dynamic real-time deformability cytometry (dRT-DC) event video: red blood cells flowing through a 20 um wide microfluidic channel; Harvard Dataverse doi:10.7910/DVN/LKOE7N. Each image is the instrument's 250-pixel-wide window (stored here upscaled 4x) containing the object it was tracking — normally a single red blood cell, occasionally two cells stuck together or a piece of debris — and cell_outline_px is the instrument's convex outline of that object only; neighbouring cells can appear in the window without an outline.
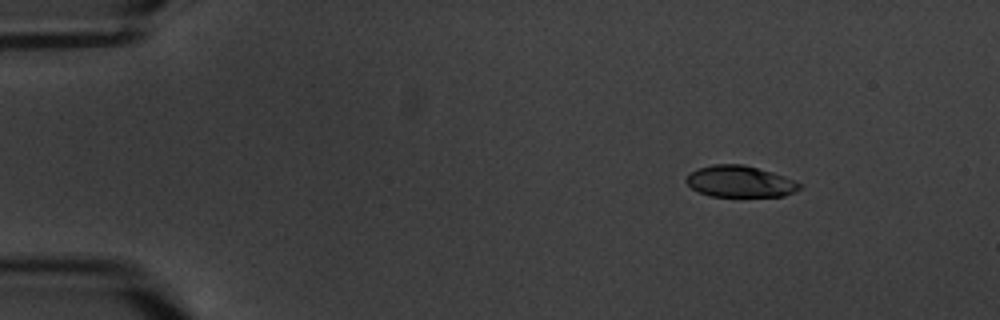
{"species": "common noctule bat (a hibernating species)", "species_latin": "Nyctalus noctula", "temperature_condition": "warm", "stored_images_in_passage": 7, "camera_frame_rate_fps": 3000, "um_per_image_px": 0.085, "animal": {"sex": "male", "body_mass_g": 20.1, "forearm_length_mm": 53.5}, "frame": {"image": 1, "passage_image": 3, "time_ms": 2.333, "image_size_px": [1000, 320], "cell_outline_px": [[804, 184], [796, 192], [784, 196], [712, 196], [700, 192], [692, 188], [684, 180], [692, 172], [700, 168], [712, 164], [744, 164], [772, 172], [796, 180]], "centroid_in_image_um": [62.96, 15.42], "position_along_channel_um": 22.0, "area_um2": 20.75}}